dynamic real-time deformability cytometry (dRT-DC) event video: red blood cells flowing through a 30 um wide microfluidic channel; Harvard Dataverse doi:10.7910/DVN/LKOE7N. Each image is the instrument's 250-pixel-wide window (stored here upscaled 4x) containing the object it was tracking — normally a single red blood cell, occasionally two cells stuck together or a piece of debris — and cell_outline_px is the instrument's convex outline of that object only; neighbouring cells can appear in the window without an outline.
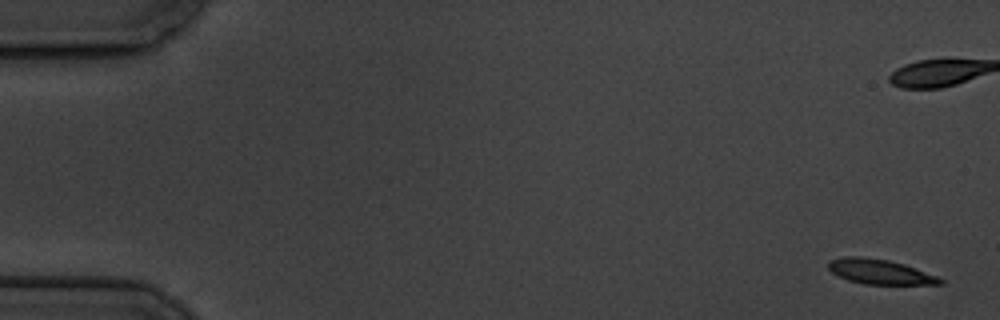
{"species": "common noctule bat (a hibernating species)", "species_latin": "Nyctalus noctula", "temperature_condition": "cold", "stored_images_in_passage": 17, "camera_frame_rate_fps": 3000, "um_per_image_px": 0.085, "animal": {"sex": "male", "body_mass_g": 19.5, "forearm_length_mm": 54.6}, "frame": {"image": 1, "passage_image": 1, "time_ms": 0.0, "image_size_px": [1000, 320], "cell_outline_px": [[944, 284], [864, 284], [848, 280], [832, 272], [828, 268], [828, 260], [844, 256], [860, 256], [888, 260], [904, 264], [936, 276], [944, 280]], "centroid_in_image_um": [74.76, 23.09], "position_along_channel_um": 10.2, "area_um2": 16.07}}
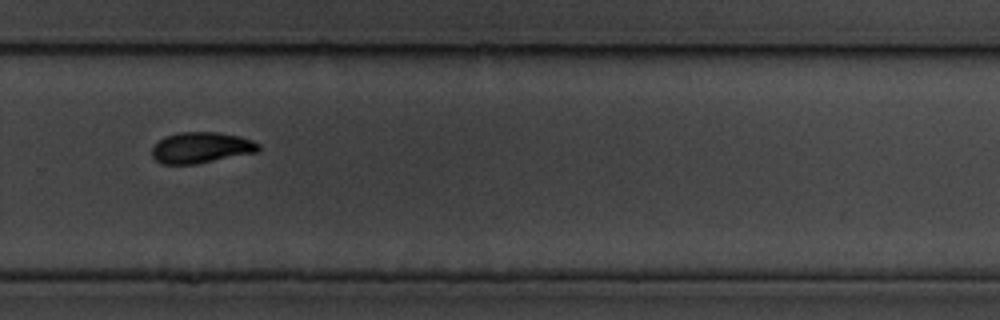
{"frame": {"image": 2, "passage_image": 12, "time_ms": 13.667, "image_size_px": [1000, 320], "cell_outline_px": [[260, 152], [196, 164], [160, 164], [152, 156], [152, 148], [164, 136], [180, 132], [216, 132], [236, 136], [252, 140], [260, 144]], "centroid_in_image_um": [17.11, 12.56], "position_along_channel_um": 312.7, "area_um2": 19.31}, "authors_computed_cell_mechanics": {"area_um2": 17.34, "velocity_mm_per_s": 3.4464, "shape_relaxation_time_tau1_ms": 2.8574, "shape_relaxation_time_tau2_ms": null, "deformation_change_tau1": 0.1682, "deformation_change_tau2": null}}